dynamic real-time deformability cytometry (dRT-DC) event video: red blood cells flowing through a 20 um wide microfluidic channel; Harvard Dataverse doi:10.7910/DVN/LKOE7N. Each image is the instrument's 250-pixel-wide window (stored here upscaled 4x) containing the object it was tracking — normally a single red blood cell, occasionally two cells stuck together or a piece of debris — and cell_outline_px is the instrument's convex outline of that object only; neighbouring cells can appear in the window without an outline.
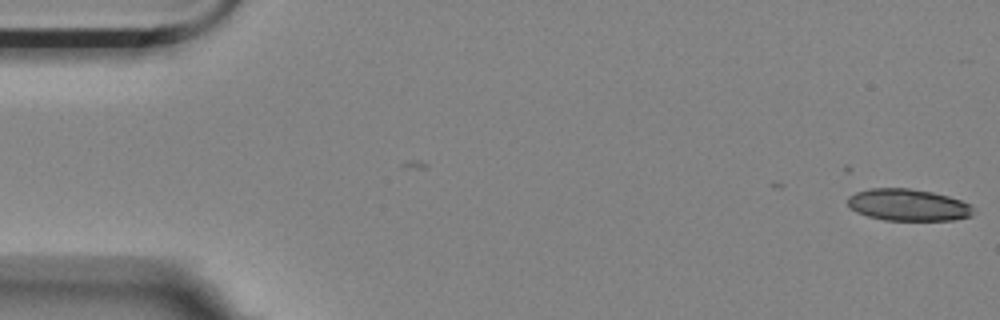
{"species": "Egyptian fruit bat (a non-hibernating species)", "species_latin": "Rousettus aegyptiacus", "temperature_condition": "room temperature", "stored_images_in_passage": 6, "camera_frame_rate_fps": 3000, "um_per_image_px": 0.085, "animal": {"sex": "female"}, "frame": {"image": 1, "passage_image": 1, "time_ms": 0.0, "image_size_px": [1000, 320], "cell_outline_px": [[972, 216], [952, 220], [884, 220], [868, 216], [856, 212], [848, 204], [848, 196], [856, 192], [872, 188], [908, 188], [932, 192], [948, 196], [960, 200], [968, 204], [972, 208]], "centroid_in_image_um": [77.17, 17.42], "position_along_channel_um": 7.8, "area_um2": 23.12}}
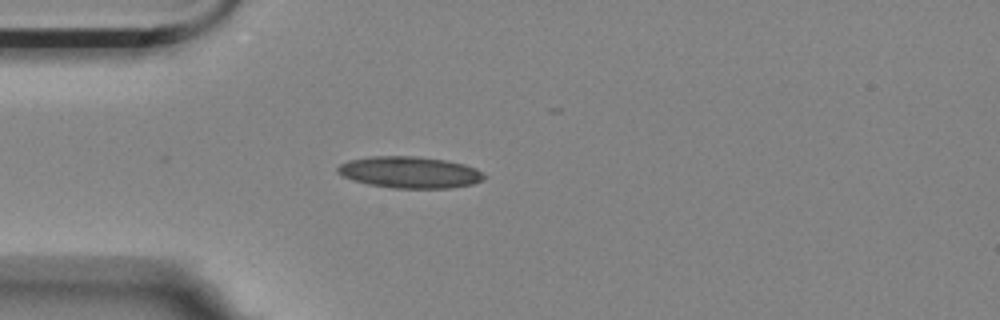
{"frame": {"image": 2, "passage_image": 5, "time_ms": 1.333, "image_size_px": [1000, 320], "cell_outline_px": [[488, 176], [484, 180], [472, 184], [448, 188], [392, 188], [368, 184], [344, 176], [336, 172], [336, 168], [340, 164], [348, 160], [372, 156], [420, 156], [444, 160], [464, 164], [476, 168], [484, 172]], "centroid_in_image_um": [34.87, 14.64], "position_along_channel_um": 50.1, "area_um2": 27.05}}